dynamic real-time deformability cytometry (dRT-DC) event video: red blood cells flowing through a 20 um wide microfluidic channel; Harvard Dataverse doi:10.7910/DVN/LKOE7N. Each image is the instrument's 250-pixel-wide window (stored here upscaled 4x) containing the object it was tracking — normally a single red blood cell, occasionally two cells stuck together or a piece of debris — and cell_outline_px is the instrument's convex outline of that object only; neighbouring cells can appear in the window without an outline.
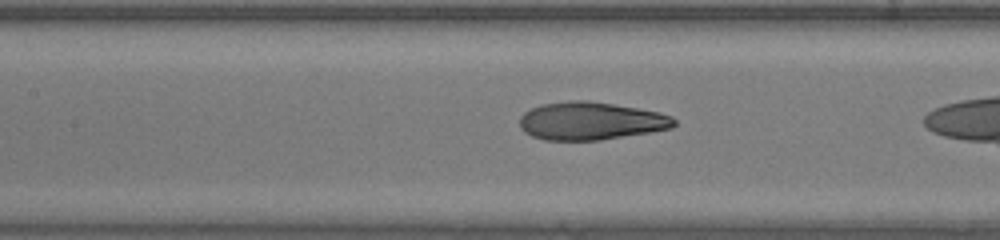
{"species": "human", "species_latin": "Homo sapiens", "temperature_condition": "warm", "stored_images_in_passage": 33, "camera_frame_rate_fps": 3000, "um_per_image_px": 0.085, "donor": {"sex": "female"}, "frame": {"image": 1, "passage_image": 19, "time_ms": 6.0, "image_size_px": [1000, 240], "cell_outline_px": [[676, 124], [672, 128], [600, 140], [544, 140], [532, 136], [524, 132], [520, 128], [520, 116], [524, 112], [540, 104], [568, 100], [588, 100], [660, 112], [672, 116], [676, 120]], "centroid_in_image_um": [50.19, 10.27], "position_along_channel_um": 157.2, "area_um2": 34.16}}
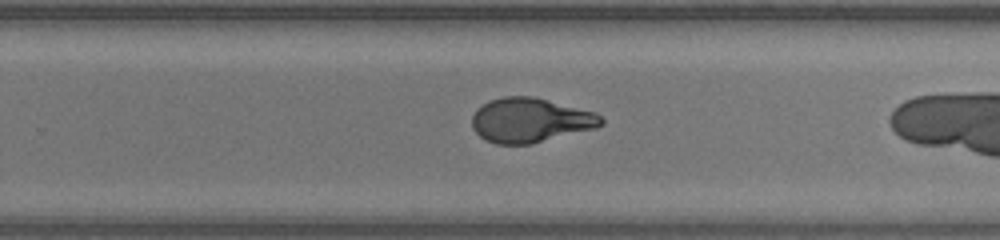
{"frame": {"image": 2, "passage_image": 28, "time_ms": 9.0, "image_size_px": [1000, 240], "cell_outline_px": [[604, 124], [596, 128], [532, 144], [496, 144], [484, 140], [472, 128], [472, 116], [476, 108], [488, 100], [504, 96], [532, 96], [596, 112], [604, 120]], "centroid_in_image_um": [45.06, 10.22], "position_along_channel_um": 284.7, "area_um2": 33.76}}
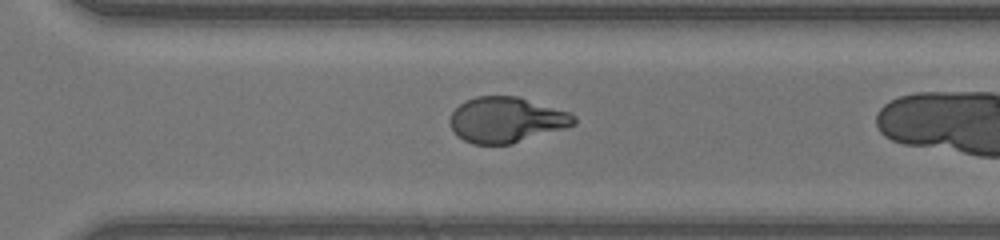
{"frame": {"image": 3, "passage_image": 31, "time_ms": 10.0, "image_size_px": [1000, 240], "cell_outline_px": [[576, 124], [568, 128], [512, 144], [472, 144], [456, 136], [452, 128], [452, 112], [464, 100], [476, 96], [520, 96], [572, 112], [576, 116]], "centroid_in_image_um": [43.12, 10.18], "position_along_channel_um": 327.5, "area_um2": 33.35}}